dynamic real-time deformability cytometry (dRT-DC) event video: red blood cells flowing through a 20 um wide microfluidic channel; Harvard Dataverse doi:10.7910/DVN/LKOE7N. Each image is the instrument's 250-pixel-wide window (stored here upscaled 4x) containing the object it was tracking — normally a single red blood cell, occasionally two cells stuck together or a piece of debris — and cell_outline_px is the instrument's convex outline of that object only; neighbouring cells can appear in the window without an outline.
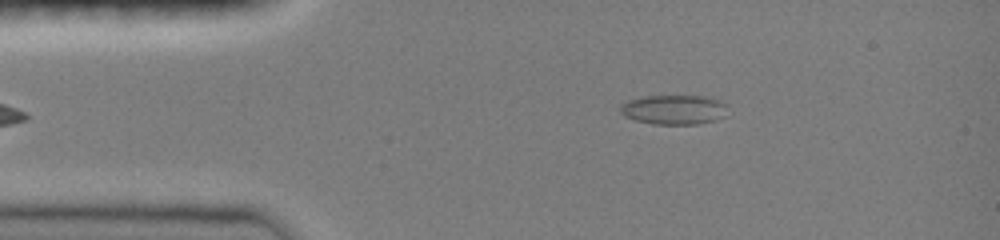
{"species": "common noctule bat (a hibernating species)", "species_latin": "Nyctalus noctula", "temperature_condition": "room temperature", "stored_images_in_passage": 17, "camera_frame_rate_fps": 3000, "um_per_image_px": 0.085, "animal": {"sex": "female", "body_mass_g": 19.0, "forearm_length_mm": 51.5}, "frame": {"image": 1, "passage_image": 2, "time_ms": 0.333, "image_size_px": [1000, 240], "cell_outline_px": [[728, 116], [716, 120], [696, 124], [652, 124], [636, 120], [624, 116], [620, 112], [620, 104], [628, 100], [644, 96], [704, 96], [720, 100], [728, 104]], "centroid_in_image_um": [57.34, 9.32], "position_along_channel_um": 27.7, "area_um2": 18.84}}
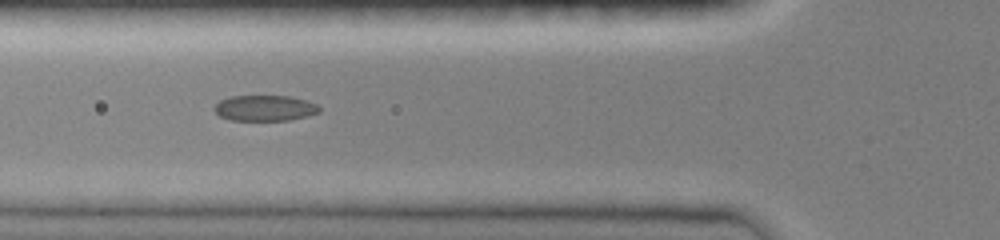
{"frame": {"image": 2, "passage_image": 11, "time_ms": 3.333, "image_size_px": [1000, 240], "cell_outline_px": [[320, 112], [308, 116], [288, 120], [232, 120], [220, 116], [212, 108], [220, 100], [228, 96], [292, 96], [316, 104], [320, 108]], "centroid_in_image_um": [22.5, 9.18], "position_along_channel_um": 103.3, "area_um2": 15.72}}
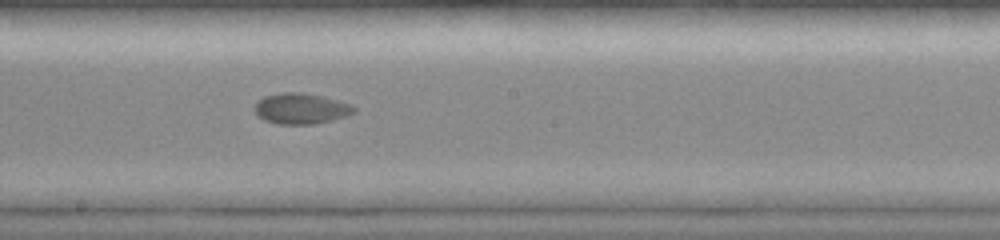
{"frame": {"image": 3, "passage_image": 17, "time_ms": 5.333, "image_size_px": [1000, 240], "cell_outline_px": [[356, 112], [348, 116], [316, 124], [280, 124], [264, 120], [256, 116], [256, 104], [264, 96], [280, 92], [300, 92], [320, 96], [352, 104], [356, 108]], "centroid_in_image_um": [25.61, 9.24], "position_along_channel_um": 222.6, "area_um2": 17.8}}